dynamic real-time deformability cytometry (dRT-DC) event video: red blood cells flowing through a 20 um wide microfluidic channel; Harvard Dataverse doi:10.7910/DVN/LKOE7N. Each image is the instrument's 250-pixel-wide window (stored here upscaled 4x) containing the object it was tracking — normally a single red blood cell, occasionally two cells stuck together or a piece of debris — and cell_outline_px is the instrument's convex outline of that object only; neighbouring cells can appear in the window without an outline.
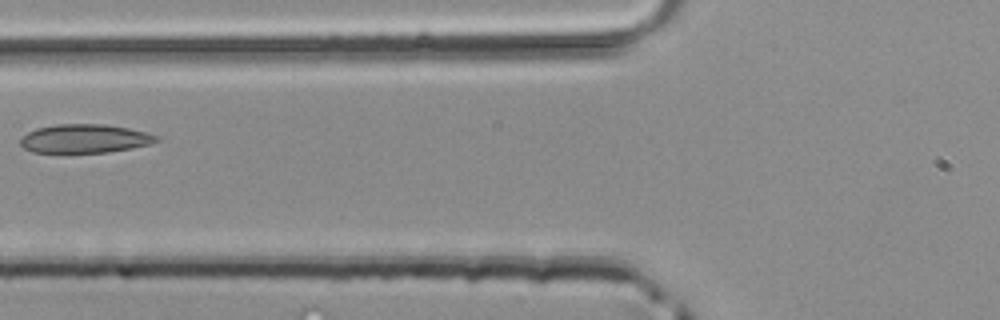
{"species": "common noctule bat (a hibernating species)", "species_latin": "Nyctalus noctula", "temperature_condition": "room temperature", "stored_images_in_passage": 3, "camera_frame_rate_fps": 3000, "um_per_image_px": 0.085, "animal": {"sex": "male", "body_mass_g": 20.4}, "frame": {"image": 1, "passage_image": 3, "time_ms": 0.667, "image_size_px": [1000, 320], "cell_outline_px": [[160, 140], [152, 144], [132, 148], [108, 152], [32, 152], [24, 148], [20, 144], [20, 140], [28, 132], [36, 128], [56, 124], [104, 124], [128, 128], [144, 132], [156, 136]], "centroid_in_image_um": [7.2, 11.78], "position_along_channel_um": 118.6, "area_um2": 22.6}}